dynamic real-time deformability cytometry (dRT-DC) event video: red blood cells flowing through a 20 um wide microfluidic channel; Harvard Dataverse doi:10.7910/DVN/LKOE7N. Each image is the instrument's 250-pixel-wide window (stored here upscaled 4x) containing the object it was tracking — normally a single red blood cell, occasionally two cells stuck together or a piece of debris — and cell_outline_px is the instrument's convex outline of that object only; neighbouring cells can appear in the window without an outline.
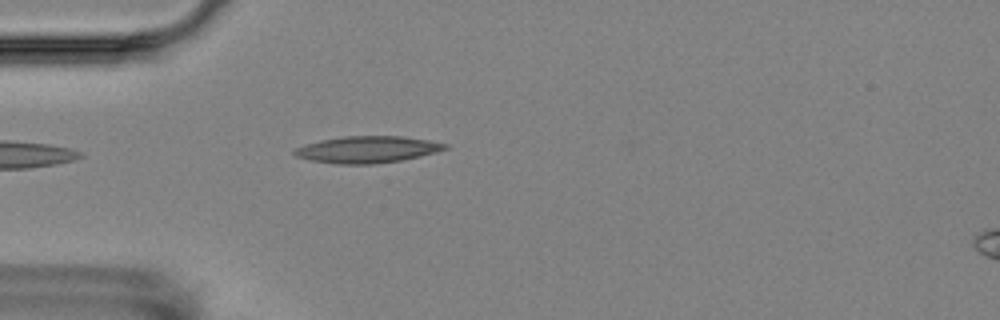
{"species": "Egyptian fruit bat (a non-hibernating species)", "species_latin": "Rousettus aegyptiacus", "temperature_condition": "room temperature", "stored_images_in_passage": 1, "camera_frame_rate_fps": 3000, "um_per_image_px": 0.085, "animal": {"sex": "female"}, "frame": {"image": 1, "passage_image": 1, "time_ms": 0.0, "image_size_px": [1000, 320], "cell_outline_px": [[448, 148], [436, 152], [420, 156], [400, 160], [372, 164], [336, 164], [312, 160], [296, 156], [292, 152], [296, 148], [320, 140], [344, 136], [400, 136], [428, 140], [448, 144]], "centroid_in_image_um": [31.23, 12.7], "position_along_channel_um": 53.8, "area_um2": 23.18}}